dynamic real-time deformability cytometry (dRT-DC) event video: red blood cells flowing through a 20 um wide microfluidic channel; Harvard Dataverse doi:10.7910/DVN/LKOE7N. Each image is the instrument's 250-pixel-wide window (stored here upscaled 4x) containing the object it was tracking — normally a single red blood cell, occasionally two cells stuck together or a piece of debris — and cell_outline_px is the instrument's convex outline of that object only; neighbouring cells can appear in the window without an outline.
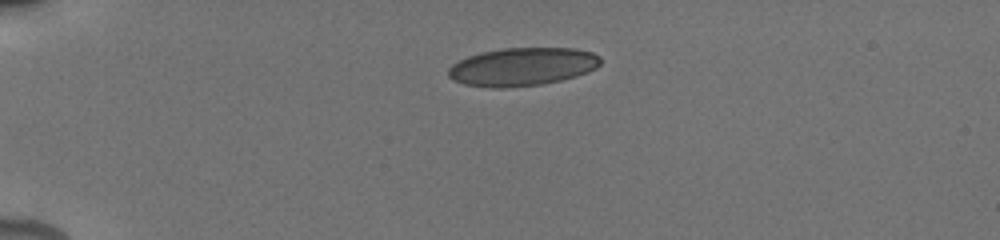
{"species": "human", "species_latin": "Homo sapiens", "temperature_condition": "cold", "stored_images_in_passage": 29, "camera_frame_rate_fps": 3000, "um_per_image_px": 0.085, "donor": {"sex": "male"}, "frame": {"image": 1, "passage_image": 1, "time_ms": 0.0, "image_size_px": [1000, 240], "cell_outline_px": [[600, 64], [596, 68], [588, 72], [576, 76], [560, 80], [540, 84], [504, 88], [492, 88], [464, 84], [452, 80], [448, 76], [448, 68], [452, 64], [468, 56], [480, 52], [500, 48], [576, 48], [592, 52], [600, 56]], "centroid_in_image_um": [44.38, 5.67], "position_along_channel_um": 40.6, "area_um2": 33.99}}
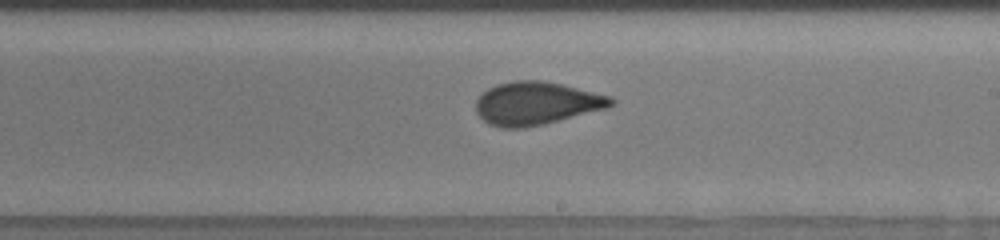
{"frame": {"image": 2, "passage_image": 20, "time_ms": 6.667, "image_size_px": [1000, 240], "cell_outline_px": [[616, 104], [608, 108], [544, 124], [524, 128], [504, 128], [488, 124], [476, 112], [476, 100], [488, 88], [496, 84], [516, 80], [544, 80], [612, 96], [616, 100]], "centroid_in_image_um": [45.63, 8.78], "position_along_channel_um": 243.4, "area_um2": 34.04}}
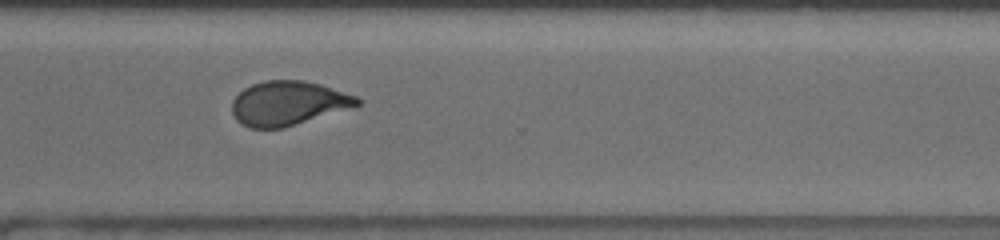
{"frame": {"image": 3, "passage_image": 28, "time_ms": 9.333, "image_size_px": [1000, 240], "cell_outline_px": [[364, 100], [360, 104], [284, 128], [252, 128], [236, 120], [232, 112], [232, 100], [244, 88], [252, 84], [264, 80], [304, 80], [320, 84], [356, 96]], "centroid_in_image_um": [24.47, 8.76], "position_along_channel_um": 346.1, "area_um2": 32.02}}